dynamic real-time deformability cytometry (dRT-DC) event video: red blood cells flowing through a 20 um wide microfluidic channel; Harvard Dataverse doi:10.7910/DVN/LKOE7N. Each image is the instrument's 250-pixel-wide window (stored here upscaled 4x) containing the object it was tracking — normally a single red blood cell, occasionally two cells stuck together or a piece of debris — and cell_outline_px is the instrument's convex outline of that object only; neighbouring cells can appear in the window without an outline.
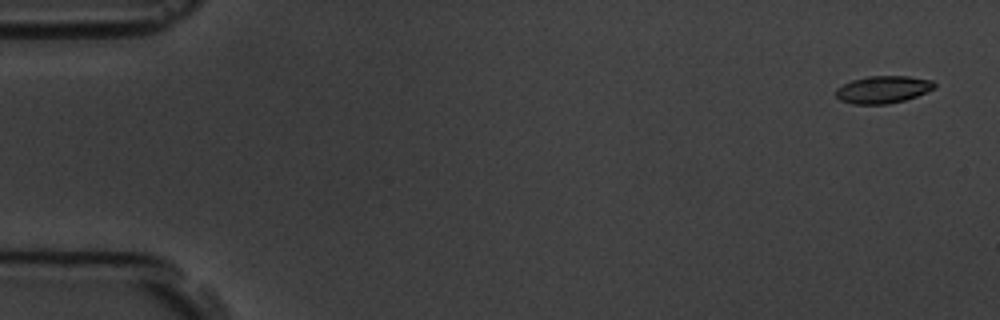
{"species": "common noctule bat (a hibernating species)", "species_latin": "Nyctalus noctula", "temperature_condition": "room temperature", "stored_images_in_passage": 5, "camera_frame_rate_fps": 3000, "um_per_image_px": 0.085, "animal": {"sex": "male", "body_mass_g": 19.5, "forearm_length_mm": 54.6}, "frame": {"image": 1, "passage_image": 1, "time_ms": 0.0, "image_size_px": [1000, 320], "cell_outline_px": [[936, 88], [916, 96], [904, 100], [888, 104], [852, 104], [840, 100], [836, 96], [836, 88], [852, 80], [868, 76], [908, 76], [932, 80], [936, 84]], "centroid_in_image_um": [75.06, 7.61], "position_along_channel_um": 9.9, "area_um2": 15.72}}
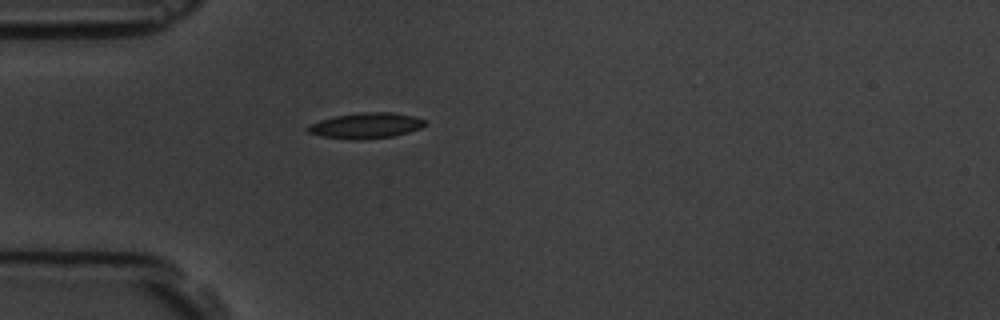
{"frame": {"image": 2, "passage_image": 5, "time_ms": 4.667, "image_size_px": [1000, 320], "cell_outline_px": [[428, 124], [420, 128], [408, 132], [392, 136], [360, 140], [352, 140], [320, 136], [308, 132], [304, 128], [308, 124], [320, 120], [336, 116], [360, 112], [392, 112], [412, 116], [424, 120]], "centroid_in_image_um": [31.06, 10.68], "position_along_channel_um": 53.9, "area_um2": 17.57}}